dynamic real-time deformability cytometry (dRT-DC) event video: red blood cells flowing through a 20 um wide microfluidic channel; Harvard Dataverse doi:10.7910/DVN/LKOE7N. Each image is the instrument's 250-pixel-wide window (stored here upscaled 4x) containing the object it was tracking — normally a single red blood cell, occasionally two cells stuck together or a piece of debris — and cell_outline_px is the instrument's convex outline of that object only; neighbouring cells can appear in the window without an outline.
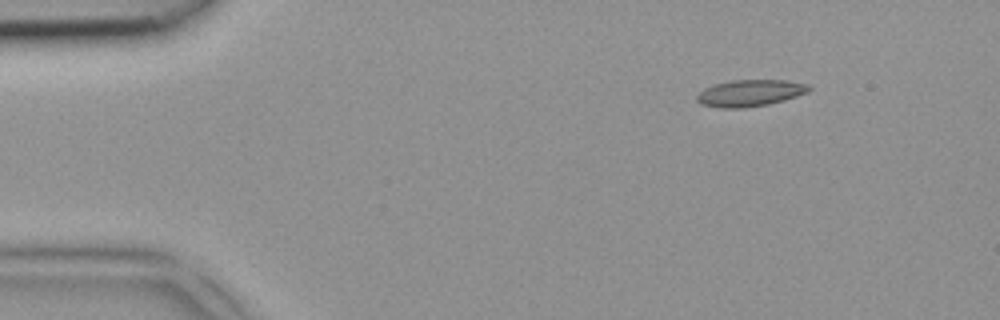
{"species": "common noctule bat (a hibernating species)", "species_latin": "Nyctalus noctula", "temperature_condition": "room temperature", "stored_images_in_passage": 4, "camera_frame_rate_fps": 3000, "um_per_image_px": 0.085, "animal": {"sex": "female", "body_mass_g": 18.4}, "frame": {"image": 1, "passage_image": 2, "time_ms": 0.333, "image_size_px": [1000, 320], "cell_outline_px": [[812, 88], [808, 92], [784, 100], [768, 104], [740, 108], [720, 108], [700, 104], [696, 100], [696, 96], [704, 88], [716, 84], [732, 80], [784, 80], [808, 84]], "centroid_in_image_um": [63.74, 7.91], "position_along_channel_um": 21.3, "area_um2": 17.34}}
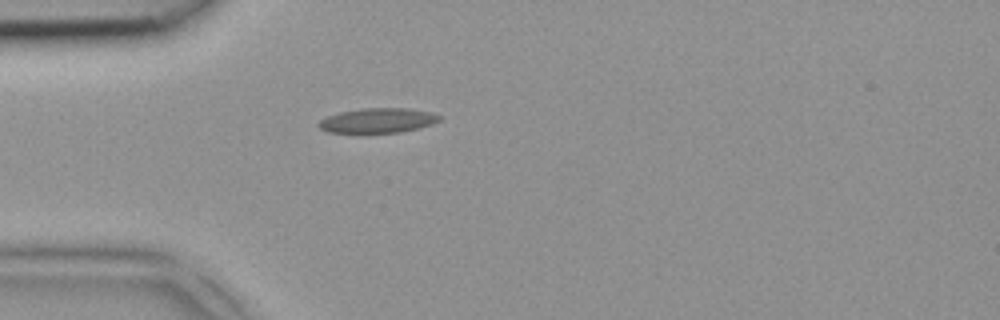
{"frame": {"image": 2, "passage_image": 4, "time_ms": 1.0, "image_size_px": [1000, 320], "cell_outline_px": [[440, 120], [432, 124], [420, 128], [400, 132], [360, 136], [328, 132], [320, 128], [316, 124], [320, 120], [328, 116], [340, 112], [360, 108], [408, 108], [432, 112], [440, 116]], "centroid_in_image_um": [32.05, 10.29], "position_along_channel_um": 52.9, "area_um2": 18.38}}